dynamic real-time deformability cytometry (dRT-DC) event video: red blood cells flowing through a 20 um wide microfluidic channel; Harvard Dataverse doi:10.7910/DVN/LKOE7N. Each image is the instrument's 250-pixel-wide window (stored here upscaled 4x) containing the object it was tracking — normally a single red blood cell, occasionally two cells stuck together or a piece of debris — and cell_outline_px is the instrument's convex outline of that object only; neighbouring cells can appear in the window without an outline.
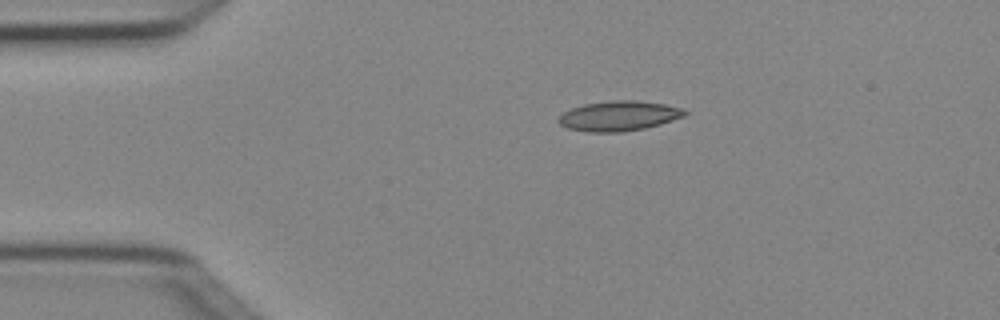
{"species": "Egyptian fruit bat (a non-hibernating species)", "species_latin": "Rousettus aegyptiacus", "temperature_condition": "cold", "stored_images_in_passage": 4, "camera_frame_rate_fps": 3000, "um_per_image_px": 0.085, "animal": {"sex": "female"}, "frame": {"image": 1, "passage_image": 3, "time_ms": 0.667, "image_size_px": [1000, 320], "cell_outline_px": [[688, 112], [684, 116], [660, 124], [644, 128], [620, 132], [588, 132], [568, 128], [560, 124], [556, 120], [564, 112], [572, 108], [584, 104], [612, 100], [636, 100], [664, 104], [684, 108]], "centroid_in_image_um": [52.61, 9.85], "position_along_channel_um": 32.4, "area_um2": 21.96}}
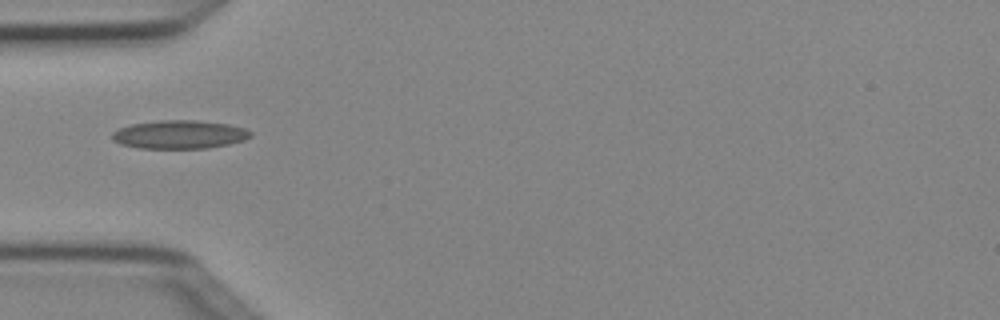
{"frame": {"image": 2, "passage_image": 4, "time_ms": 1.0, "image_size_px": [1000, 320], "cell_outline_px": [[252, 136], [244, 140], [228, 144], [208, 148], [140, 148], [120, 144], [112, 140], [112, 132], [120, 128], [132, 124], [160, 120], [196, 120], [228, 124], [244, 128], [252, 132]], "centroid_in_image_um": [15.26, 11.43], "position_along_channel_um": 69.7, "area_um2": 22.89}}